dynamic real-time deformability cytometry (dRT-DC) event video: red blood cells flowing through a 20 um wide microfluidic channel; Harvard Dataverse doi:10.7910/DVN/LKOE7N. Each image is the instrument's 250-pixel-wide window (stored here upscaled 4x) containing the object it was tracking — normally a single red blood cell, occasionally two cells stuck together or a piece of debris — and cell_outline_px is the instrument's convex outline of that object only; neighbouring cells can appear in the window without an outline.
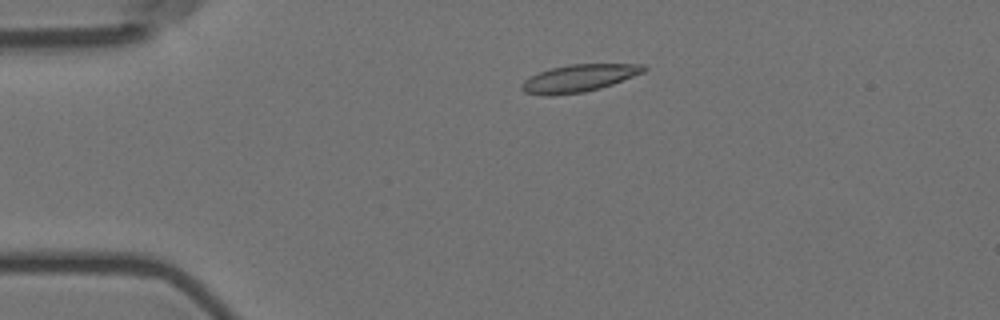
{"species": "Egyptian fruit bat (a non-hibernating species)", "species_latin": "Rousettus aegyptiacus", "temperature_condition": "room temperature", "stored_images_in_passage": 9, "camera_frame_rate_fps": 3000, "um_per_image_px": 0.085, "animal": {"sex": "female"}, "frame": {"image": 1, "passage_image": 3, "time_ms": 0.667, "image_size_px": [1000, 320], "cell_outline_px": [[648, 68], [644, 72], [612, 84], [600, 88], [584, 92], [552, 96], [544, 96], [524, 92], [520, 88], [520, 84], [524, 80], [540, 72], [552, 68], [568, 64], [644, 64]], "centroid_in_image_um": [49.19, 6.65], "position_along_channel_um": 35.8, "area_um2": 19.48}}
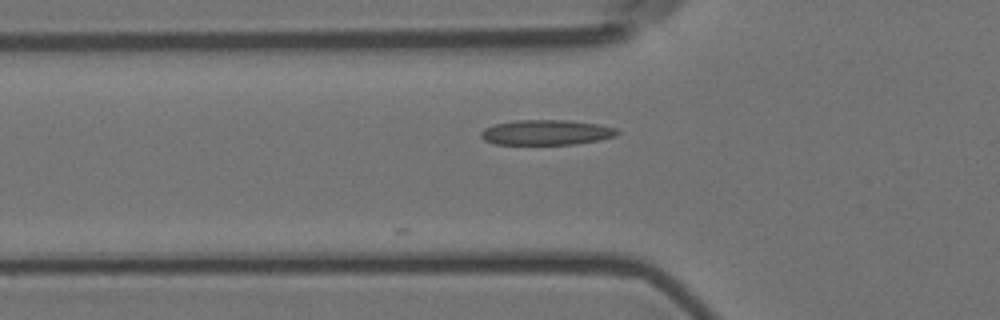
{"frame": {"image": 2, "passage_image": 5, "time_ms": 1.333, "image_size_px": [1000, 320], "cell_outline_px": [[620, 132], [616, 136], [600, 140], [576, 144], [496, 144], [484, 140], [480, 136], [480, 132], [484, 128], [496, 124], [516, 120], [568, 120], [596, 124], [616, 128]], "centroid_in_image_um": [46.44, 11.26], "position_along_channel_um": 79.4, "area_um2": 19.94}}
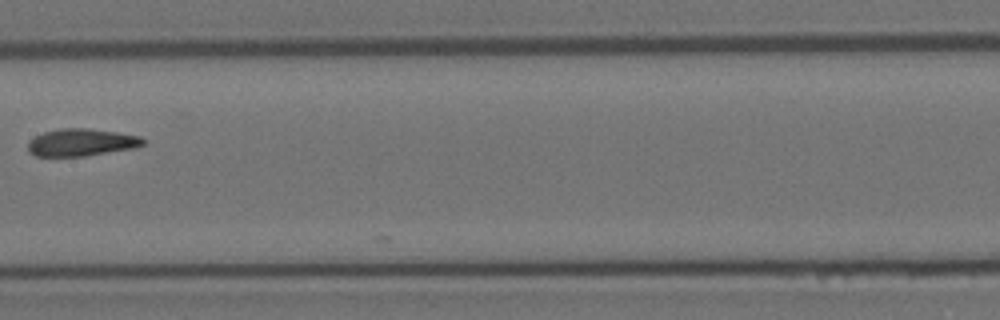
{"frame": {"image": 3, "passage_image": 8, "time_ms": 2.333, "image_size_px": [1000, 320], "cell_outline_px": [[144, 144], [136, 148], [84, 156], [36, 156], [28, 152], [28, 140], [44, 132], [60, 128], [88, 128], [116, 132], [140, 136], [144, 140]], "centroid_in_image_um": [6.9, 12.1], "position_along_channel_um": 200.5, "area_um2": 18.38}}